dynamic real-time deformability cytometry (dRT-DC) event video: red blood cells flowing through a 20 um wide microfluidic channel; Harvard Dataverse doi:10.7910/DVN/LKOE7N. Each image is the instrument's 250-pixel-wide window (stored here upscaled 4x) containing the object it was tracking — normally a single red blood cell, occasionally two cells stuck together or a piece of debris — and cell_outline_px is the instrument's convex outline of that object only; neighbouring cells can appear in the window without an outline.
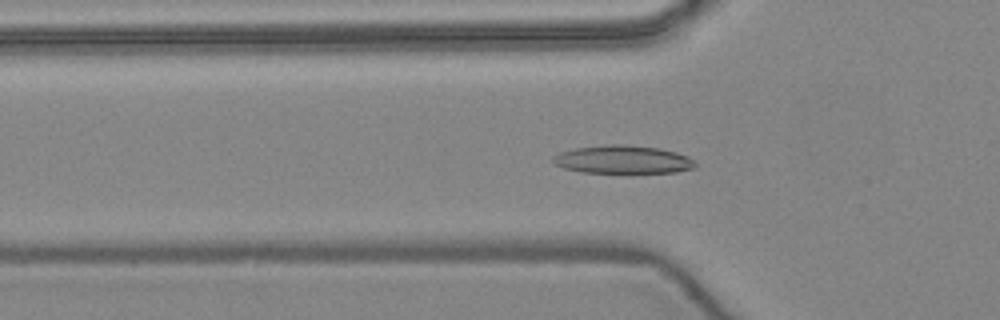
{"species": "common noctule bat (a hibernating species)", "species_latin": "Nyctalus noctula", "temperature_condition": "warm", "stored_images_in_passage": 52, "camera_frame_rate_fps": 3000, "um_per_image_px": 0.085, "animal": {"sex": "female", "body_mass_g": 24.6, "forearm_length_mm": 56.2}, "frame": {"image": 1, "passage_image": 17, "time_ms": 5.333, "image_size_px": [1000, 320], "cell_outline_px": [[696, 168], [676, 172], [580, 172], [564, 168], [552, 164], [552, 156], [560, 152], [576, 148], [608, 144], [620, 144], [660, 148], [676, 152], [688, 156], [696, 164]], "centroid_in_image_um": [52.92, 13.56], "position_along_channel_um": 72.9, "area_um2": 23.29}}
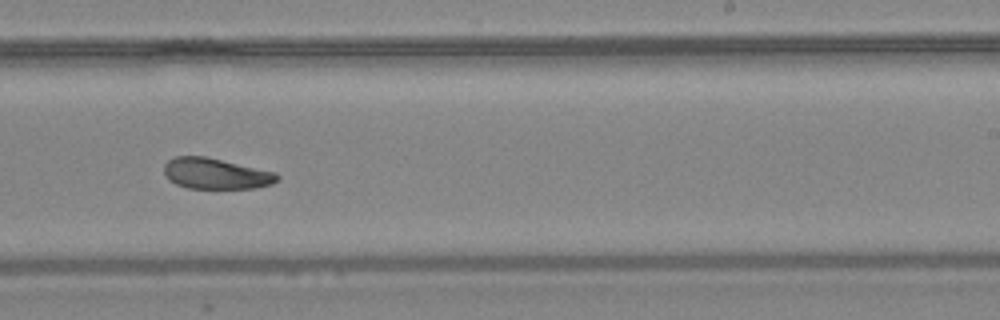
{"frame": {"image": 2, "passage_image": 32, "time_ms": 10.333, "image_size_px": [1000, 320], "cell_outline_px": [[280, 176], [272, 184], [256, 188], [188, 188], [176, 184], [168, 180], [164, 176], [164, 164], [168, 160], [176, 156], [204, 156], [276, 172]], "centroid_in_image_um": [18.31, 14.76], "position_along_channel_um": 270.7, "area_um2": 20.35}}
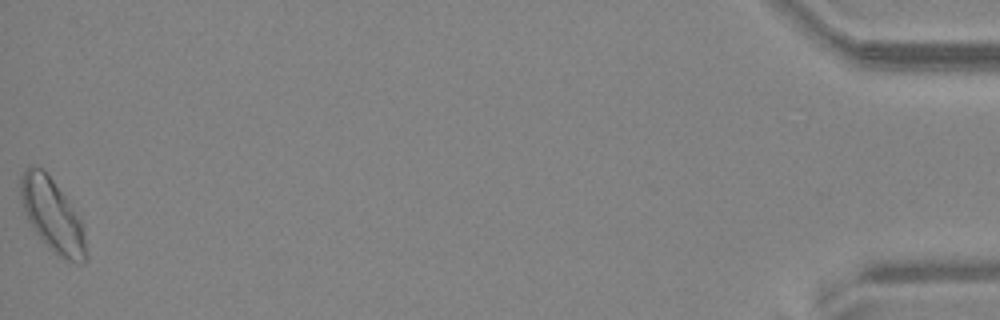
{"frame": {"image": 3, "passage_image": 52, "time_ms": 17.0, "image_size_px": [1000, 320], "cell_outline_px": [[88, 260], [84, 264], [76, 264], [60, 256], [36, 232], [28, 220], [24, 212], [20, 196], [20, 176], [24, 168], [28, 164], [32, 164], [44, 168], [64, 196], [80, 220], [84, 232], [88, 256]], "centroid_in_image_um": [4.44, 18.26], "position_along_channel_um": 430.8, "area_um2": 27.57}, "authors_computed_cell_mechanics": {"area_um2": 21.964, "velocity_mm_per_s": 3.9377, "shape_relaxation_time_tau1_ms": 8.0063, "shape_relaxation_time_tau2_ms": null, "deformation_change_tau1": 0.1943, "deformation_change_tau2": null}}